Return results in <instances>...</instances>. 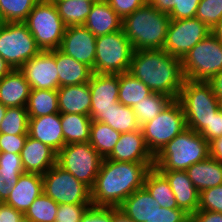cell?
Segmentation results:
<instances>
[{
  "mask_svg": "<svg viewBox=\"0 0 222 222\" xmlns=\"http://www.w3.org/2000/svg\"><path fill=\"white\" fill-rule=\"evenodd\" d=\"M211 29L198 18L171 19L163 50L182 59Z\"/></svg>",
  "mask_w": 222,
  "mask_h": 222,
  "instance_id": "cell-13",
  "label": "cell"
},
{
  "mask_svg": "<svg viewBox=\"0 0 222 222\" xmlns=\"http://www.w3.org/2000/svg\"><path fill=\"white\" fill-rule=\"evenodd\" d=\"M200 0H176V5L168 13L170 19L195 18Z\"/></svg>",
  "mask_w": 222,
  "mask_h": 222,
  "instance_id": "cell-44",
  "label": "cell"
},
{
  "mask_svg": "<svg viewBox=\"0 0 222 222\" xmlns=\"http://www.w3.org/2000/svg\"><path fill=\"white\" fill-rule=\"evenodd\" d=\"M173 99L166 94L152 92L146 99L138 102L133 108L139 125L154 119L160 114Z\"/></svg>",
  "mask_w": 222,
  "mask_h": 222,
  "instance_id": "cell-35",
  "label": "cell"
},
{
  "mask_svg": "<svg viewBox=\"0 0 222 222\" xmlns=\"http://www.w3.org/2000/svg\"><path fill=\"white\" fill-rule=\"evenodd\" d=\"M43 192L58 204H92L91 189L57 163L42 175Z\"/></svg>",
  "mask_w": 222,
  "mask_h": 222,
  "instance_id": "cell-12",
  "label": "cell"
},
{
  "mask_svg": "<svg viewBox=\"0 0 222 222\" xmlns=\"http://www.w3.org/2000/svg\"><path fill=\"white\" fill-rule=\"evenodd\" d=\"M28 135L0 134L1 152L20 154Z\"/></svg>",
  "mask_w": 222,
  "mask_h": 222,
  "instance_id": "cell-46",
  "label": "cell"
},
{
  "mask_svg": "<svg viewBox=\"0 0 222 222\" xmlns=\"http://www.w3.org/2000/svg\"><path fill=\"white\" fill-rule=\"evenodd\" d=\"M39 0H0V15L5 23L25 22Z\"/></svg>",
  "mask_w": 222,
  "mask_h": 222,
  "instance_id": "cell-39",
  "label": "cell"
},
{
  "mask_svg": "<svg viewBox=\"0 0 222 222\" xmlns=\"http://www.w3.org/2000/svg\"><path fill=\"white\" fill-rule=\"evenodd\" d=\"M133 53V46L122 29L96 37L94 73L128 72Z\"/></svg>",
  "mask_w": 222,
  "mask_h": 222,
  "instance_id": "cell-8",
  "label": "cell"
},
{
  "mask_svg": "<svg viewBox=\"0 0 222 222\" xmlns=\"http://www.w3.org/2000/svg\"><path fill=\"white\" fill-rule=\"evenodd\" d=\"M103 123L109 125L120 133L140 130V125L133 112V108L125 106L120 102H117V107H113L104 115Z\"/></svg>",
  "mask_w": 222,
  "mask_h": 222,
  "instance_id": "cell-36",
  "label": "cell"
},
{
  "mask_svg": "<svg viewBox=\"0 0 222 222\" xmlns=\"http://www.w3.org/2000/svg\"><path fill=\"white\" fill-rule=\"evenodd\" d=\"M88 84L92 98L90 118L92 122H104V115L119 102V75L93 73Z\"/></svg>",
  "mask_w": 222,
  "mask_h": 222,
  "instance_id": "cell-14",
  "label": "cell"
},
{
  "mask_svg": "<svg viewBox=\"0 0 222 222\" xmlns=\"http://www.w3.org/2000/svg\"><path fill=\"white\" fill-rule=\"evenodd\" d=\"M23 215L15 208L0 202V222H17Z\"/></svg>",
  "mask_w": 222,
  "mask_h": 222,
  "instance_id": "cell-50",
  "label": "cell"
},
{
  "mask_svg": "<svg viewBox=\"0 0 222 222\" xmlns=\"http://www.w3.org/2000/svg\"><path fill=\"white\" fill-rule=\"evenodd\" d=\"M120 135V132L103 122H92L89 143L105 159L111 154Z\"/></svg>",
  "mask_w": 222,
  "mask_h": 222,
  "instance_id": "cell-34",
  "label": "cell"
},
{
  "mask_svg": "<svg viewBox=\"0 0 222 222\" xmlns=\"http://www.w3.org/2000/svg\"><path fill=\"white\" fill-rule=\"evenodd\" d=\"M5 22L3 21L1 15H0V27L4 24Z\"/></svg>",
  "mask_w": 222,
  "mask_h": 222,
  "instance_id": "cell-61",
  "label": "cell"
},
{
  "mask_svg": "<svg viewBox=\"0 0 222 222\" xmlns=\"http://www.w3.org/2000/svg\"><path fill=\"white\" fill-rule=\"evenodd\" d=\"M92 204H59L56 222H80Z\"/></svg>",
  "mask_w": 222,
  "mask_h": 222,
  "instance_id": "cell-43",
  "label": "cell"
},
{
  "mask_svg": "<svg viewBox=\"0 0 222 222\" xmlns=\"http://www.w3.org/2000/svg\"><path fill=\"white\" fill-rule=\"evenodd\" d=\"M211 33L222 42V18L218 24L211 30Z\"/></svg>",
  "mask_w": 222,
  "mask_h": 222,
  "instance_id": "cell-56",
  "label": "cell"
},
{
  "mask_svg": "<svg viewBox=\"0 0 222 222\" xmlns=\"http://www.w3.org/2000/svg\"><path fill=\"white\" fill-rule=\"evenodd\" d=\"M168 180L175 195L178 208L187 214L195 213L199 208L200 193L189 179L186 171H160Z\"/></svg>",
  "mask_w": 222,
  "mask_h": 222,
  "instance_id": "cell-21",
  "label": "cell"
},
{
  "mask_svg": "<svg viewBox=\"0 0 222 222\" xmlns=\"http://www.w3.org/2000/svg\"><path fill=\"white\" fill-rule=\"evenodd\" d=\"M147 3L158 11L168 14L176 5V0H147Z\"/></svg>",
  "mask_w": 222,
  "mask_h": 222,
  "instance_id": "cell-52",
  "label": "cell"
},
{
  "mask_svg": "<svg viewBox=\"0 0 222 222\" xmlns=\"http://www.w3.org/2000/svg\"><path fill=\"white\" fill-rule=\"evenodd\" d=\"M112 222H133L120 208H112Z\"/></svg>",
  "mask_w": 222,
  "mask_h": 222,
  "instance_id": "cell-54",
  "label": "cell"
},
{
  "mask_svg": "<svg viewBox=\"0 0 222 222\" xmlns=\"http://www.w3.org/2000/svg\"><path fill=\"white\" fill-rule=\"evenodd\" d=\"M213 89V92L219 98L222 96V71L214 75L209 81H207Z\"/></svg>",
  "mask_w": 222,
  "mask_h": 222,
  "instance_id": "cell-53",
  "label": "cell"
},
{
  "mask_svg": "<svg viewBox=\"0 0 222 222\" xmlns=\"http://www.w3.org/2000/svg\"><path fill=\"white\" fill-rule=\"evenodd\" d=\"M64 25H84L93 3L86 0H52Z\"/></svg>",
  "mask_w": 222,
  "mask_h": 222,
  "instance_id": "cell-32",
  "label": "cell"
},
{
  "mask_svg": "<svg viewBox=\"0 0 222 222\" xmlns=\"http://www.w3.org/2000/svg\"><path fill=\"white\" fill-rule=\"evenodd\" d=\"M195 17L212 30L222 18V0H200Z\"/></svg>",
  "mask_w": 222,
  "mask_h": 222,
  "instance_id": "cell-40",
  "label": "cell"
},
{
  "mask_svg": "<svg viewBox=\"0 0 222 222\" xmlns=\"http://www.w3.org/2000/svg\"><path fill=\"white\" fill-rule=\"evenodd\" d=\"M208 142L222 137V110L219 109L209 125L200 133Z\"/></svg>",
  "mask_w": 222,
  "mask_h": 222,
  "instance_id": "cell-48",
  "label": "cell"
},
{
  "mask_svg": "<svg viewBox=\"0 0 222 222\" xmlns=\"http://www.w3.org/2000/svg\"><path fill=\"white\" fill-rule=\"evenodd\" d=\"M153 91L130 72L119 74L118 101L129 107H134L141 100L146 99Z\"/></svg>",
  "mask_w": 222,
  "mask_h": 222,
  "instance_id": "cell-31",
  "label": "cell"
},
{
  "mask_svg": "<svg viewBox=\"0 0 222 222\" xmlns=\"http://www.w3.org/2000/svg\"><path fill=\"white\" fill-rule=\"evenodd\" d=\"M59 204L42 192L26 210L24 215L32 222H56Z\"/></svg>",
  "mask_w": 222,
  "mask_h": 222,
  "instance_id": "cell-38",
  "label": "cell"
},
{
  "mask_svg": "<svg viewBox=\"0 0 222 222\" xmlns=\"http://www.w3.org/2000/svg\"><path fill=\"white\" fill-rule=\"evenodd\" d=\"M24 172L20 154L0 153V202L7 200L10 190Z\"/></svg>",
  "mask_w": 222,
  "mask_h": 222,
  "instance_id": "cell-28",
  "label": "cell"
},
{
  "mask_svg": "<svg viewBox=\"0 0 222 222\" xmlns=\"http://www.w3.org/2000/svg\"><path fill=\"white\" fill-rule=\"evenodd\" d=\"M86 1H91L92 3H97V2H102L104 0H86Z\"/></svg>",
  "mask_w": 222,
  "mask_h": 222,
  "instance_id": "cell-60",
  "label": "cell"
},
{
  "mask_svg": "<svg viewBox=\"0 0 222 222\" xmlns=\"http://www.w3.org/2000/svg\"><path fill=\"white\" fill-rule=\"evenodd\" d=\"M209 156V142L200 133L186 128L154 157V167L159 171H185Z\"/></svg>",
  "mask_w": 222,
  "mask_h": 222,
  "instance_id": "cell-4",
  "label": "cell"
},
{
  "mask_svg": "<svg viewBox=\"0 0 222 222\" xmlns=\"http://www.w3.org/2000/svg\"><path fill=\"white\" fill-rule=\"evenodd\" d=\"M84 26L95 36L111 34L122 29V19L106 0L93 3Z\"/></svg>",
  "mask_w": 222,
  "mask_h": 222,
  "instance_id": "cell-24",
  "label": "cell"
},
{
  "mask_svg": "<svg viewBox=\"0 0 222 222\" xmlns=\"http://www.w3.org/2000/svg\"><path fill=\"white\" fill-rule=\"evenodd\" d=\"M106 1L122 20L147 3V0H106Z\"/></svg>",
  "mask_w": 222,
  "mask_h": 222,
  "instance_id": "cell-45",
  "label": "cell"
},
{
  "mask_svg": "<svg viewBox=\"0 0 222 222\" xmlns=\"http://www.w3.org/2000/svg\"><path fill=\"white\" fill-rule=\"evenodd\" d=\"M209 155L211 158L222 163V137L209 142Z\"/></svg>",
  "mask_w": 222,
  "mask_h": 222,
  "instance_id": "cell-51",
  "label": "cell"
},
{
  "mask_svg": "<svg viewBox=\"0 0 222 222\" xmlns=\"http://www.w3.org/2000/svg\"><path fill=\"white\" fill-rule=\"evenodd\" d=\"M30 85L19 69L0 79V103L6 107H26Z\"/></svg>",
  "mask_w": 222,
  "mask_h": 222,
  "instance_id": "cell-23",
  "label": "cell"
},
{
  "mask_svg": "<svg viewBox=\"0 0 222 222\" xmlns=\"http://www.w3.org/2000/svg\"><path fill=\"white\" fill-rule=\"evenodd\" d=\"M57 91L60 114L69 113L90 116L92 98L88 82L59 87Z\"/></svg>",
  "mask_w": 222,
  "mask_h": 222,
  "instance_id": "cell-22",
  "label": "cell"
},
{
  "mask_svg": "<svg viewBox=\"0 0 222 222\" xmlns=\"http://www.w3.org/2000/svg\"><path fill=\"white\" fill-rule=\"evenodd\" d=\"M102 160L89 142L67 144L57 153V164L90 189L94 186Z\"/></svg>",
  "mask_w": 222,
  "mask_h": 222,
  "instance_id": "cell-10",
  "label": "cell"
},
{
  "mask_svg": "<svg viewBox=\"0 0 222 222\" xmlns=\"http://www.w3.org/2000/svg\"><path fill=\"white\" fill-rule=\"evenodd\" d=\"M55 62L59 87L87 83L93 75L92 68L64 54L59 49H55Z\"/></svg>",
  "mask_w": 222,
  "mask_h": 222,
  "instance_id": "cell-25",
  "label": "cell"
},
{
  "mask_svg": "<svg viewBox=\"0 0 222 222\" xmlns=\"http://www.w3.org/2000/svg\"><path fill=\"white\" fill-rule=\"evenodd\" d=\"M162 208H178L175 195L166 177L155 167L146 174L143 186Z\"/></svg>",
  "mask_w": 222,
  "mask_h": 222,
  "instance_id": "cell-30",
  "label": "cell"
},
{
  "mask_svg": "<svg viewBox=\"0 0 222 222\" xmlns=\"http://www.w3.org/2000/svg\"><path fill=\"white\" fill-rule=\"evenodd\" d=\"M59 50L86 64L94 73L96 37L84 25L66 27Z\"/></svg>",
  "mask_w": 222,
  "mask_h": 222,
  "instance_id": "cell-16",
  "label": "cell"
},
{
  "mask_svg": "<svg viewBox=\"0 0 222 222\" xmlns=\"http://www.w3.org/2000/svg\"><path fill=\"white\" fill-rule=\"evenodd\" d=\"M19 70L31 89L57 90L59 88L55 50L40 51L32 59L26 61Z\"/></svg>",
  "mask_w": 222,
  "mask_h": 222,
  "instance_id": "cell-15",
  "label": "cell"
},
{
  "mask_svg": "<svg viewBox=\"0 0 222 222\" xmlns=\"http://www.w3.org/2000/svg\"><path fill=\"white\" fill-rule=\"evenodd\" d=\"M153 92L177 100L184 83L181 59L163 49L134 50L129 71Z\"/></svg>",
  "mask_w": 222,
  "mask_h": 222,
  "instance_id": "cell-2",
  "label": "cell"
},
{
  "mask_svg": "<svg viewBox=\"0 0 222 222\" xmlns=\"http://www.w3.org/2000/svg\"><path fill=\"white\" fill-rule=\"evenodd\" d=\"M170 20L146 3L122 20V30L134 50L163 49Z\"/></svg>",
  "mask_w": 222,
  "mask_h": 222,
  "instance_id": "cell-3",
  "label": "cell"
},
{
  "mask_svg": "<svg viewBox=\"0 0 222 222\" xmlns=\"http://www.w3.org/2000/svg\"><path fill=\"white\" fill-rule=\"evenodd\" d=\"M26 109L29 118L59 113L58 91L31 89Z\"/></svg>",
  "mask_w": 222,
  "mask_h": 222,
  "instance_id": "cell-33",
  "label": "cell"
},
{
  "mask_svg": "<svg viewBox=\"0 0 222 222\" xmlns=\"http://www.w3.org/2000/svg\"><path fill=\"white\" fill-rule=\"evenodd\" d=\"M185 115L186 126L201 133L220 109L219 98L205 81L184 80L177 99Z\"/></svg>",
  "mask_w": 222,
  "mask_h": 222,
  "instance_id": "cell-5",
  "label": "cell"
},
{
  "mask_svg": "<svg viewBox=\"0 0 222 222\" xmlns=\"http://www.w3.org/2000/svg\"><path fill=\"white\" fill-rule=\"evenodd\" d=\"M198 192L222 185V163L210 156L185 170Z\"/></svg>",
  "mask_w": 222,
  "mask_h": 222,
  "instance_id": "cell-26",
  "label": "cell"
},
{
  "mask_svg": "<svg viewBox=\"0 0 222 222\" xmlns=\"http://www.w3.org/2000/svg\"><path fill=\"white\" fill-rule=\"evenodd\" d=\"M29 115L26 107H7L0 123V134L28 135Z\"/></svg>",
  "mask_w": 222,
  "mask_h": 222,
  "instance_id": "cell-37",
  "label": "cell"
},
{
  "mask_svg": "<svg viewBox=\"0 0 222 222\" xmlns=\"http://www.w3.org/2000/svg\"><path fill=\"white\" fill-rule=\"evenodd\" d=\"M149 222H190V215L181 208L154 207Z\"/></svg>",
  "mask_w": 222,
  "mask_h": 222,
  "instance_id": "cell-41",
  "label": "cell"
},
{
  "mask_svg": "<svg viewBox=\"0 0 222 222\" xmlns=\"http://www.w3.org/2000/svg\"><path fill=\"white\" fill-rule=\"evenodd\" d=\"M153 167L154 163L103 159L91 188L92 207H119L134 191L143 188L146 174Z\"/></svg>",
  "mask_w": 222,
  "mask_h": 222,
  "instance_id": "cell-1",
  "label": "cell"
},
{
  "mask_svg": "<svg viewBox=\"0 0 222 222\" xmlns=\"http://www.w3.org/2000/svg\"><path fill=\"white\" fill-rule=\"evenodd\" d=\"M40 51L24 22L4 23L0 27V56L12 69H19Z\"/></svg>",
  "mask_w": 222,
  "mask_h": 222,
  "instance_id": "cell-11",
  "label": "cell"
},
{
  "mask_svg": "<svg viewBox=\"0 0 222 222\" xmlns=\"http://www.w3.org/2000/svg\"><path fill=\"white\" fill-rule=\"evenodd\" d=\"M219 107H220V109L222 110V96L219 97Z\"/></svg>",
  "mask_w": 222,
  "mask_h": 222,
  "instance_id": "cell-59",
  "label": "cell"
},
{
  "mask_svg": "<svg viewBox=\"0 0 222 222\" xmlns=\"http://www.w3.org/2000/svg\"><path fill=\"white\" fill-rule=\"evenodd\" d=\"M12 70L11 66L0 56V79L9 74Z\"/></svg>",
  "mask_w": 222,
  "mask_h": 222,
  "instance_id": "cell-55",
  "label": "cell"
},
{
  "mask_svg": "<svg viewBox=\"0 0 222 222\" xmlns=\"http://www.w3.org/2000/svg\"><path fill=\"white\" fill-rule=\"evenodd\" d=\"M181 64L186 80L209 81L222 71V42L210 33L181 59Z\"/></svg>",
  "mask_w": 222,
  "mask_h": 222,
  "instance_id": "cell-7",
  "label": "cell"
},
{
  "mask_svg": "<svg viewBox=\"0 0 222 222\" xmlns=\"http://www.w3.org/2000/svg\"><path fill=\"white\" fill-rule=\"evenodd\" d=\"M154 207L160 205L143 187L134 191L118 208L133 222H149V215Z\"/></svg>",
  "mask_w": 222,
  "mask_h": 222,
  "instance_id": "cell-27",
  "label": "cell"
},
{
  "mask_svg": "<svg viewBox=\"0 0 222 222\" xmlns=\"http://www.w3.org/2000/svg\"><path fill=\"white\" fill-rule=\"evenodd\" d=\"M80 222H112V208L90 207Z\"/></svg>",
  "mask_w": 222,
  "mask_h": 222,
  "instance_id": "cell-47",
  "label": "cell"
},
{
  "mask_svg": "<svg viewBox=\"0 0 222 222\" xmlns=\"http://www.w3.org/2000/svg\"><path fill=\"white\" fill-rule=\"evenodd\" d=\"M17 222H32L29 218L23 215Z\"/></svg>",
  "mask_w": 222,
  "mask_h": 222,
  "instance_id": "cell-58",
  "label": "cell"
},
{
  "mask_svg": "<svg viewBox=\"0 0 222 222\" xmlns=\"http://www.w3.org/2000/svg\"><path fill=\"white\" fill-rule=\"evenodd\" d=\"M198 210L222 213V185L200 192Z\"/></svg>",
  "mask_w": 222,
  "mask_h": 222,
  "instance_id": "cell-42",
  "label": "cell"
},
{
  "mask_svg": "<svg viewBox=\"0 0 222 222\" xmlns=\"http://www.w3.org/2000/svg\"><path fill=\"white\" fill-rule=\"evenodd\" d=\"M20 157L25 172L41 175L57 163V153L49 146L30 136H27Z\"/></svg>",
  "mask_w": 222,
  "mask_h": 222,
  "instance_id": "cell-19",
  "label": "cell"
},
{
  "mask_svg": "<svg viewBox=\"0 0 222 222\" xmlns=\"http://www.w3.org/2000/svg\"><path fill=\"white\" fill-rule=\"evenodd\" d=\"M42 192V175L24 172L18 178L17 184L10 190V195L4 203L24 214Z\"/></svg>",
  "mask_w": 222,
  "mask_h": 222,
  "instance_id": "cell-20",
  "label": "cell"
},
{
  "mask_svg": "<svg viewBox=\"0 0 222 222\" xmlns=\"http://www.w3.org/2000/svg\"><path fill=\"white\" fill-rule=\"evenodd\" d=\"M24 23L41 51L59 49L66 26L52 0H39Z\"/></svg>",
  "mask_w": 222,
  "mask_h": 222,
  "instance_id": "cell-6",
  "label": "cell"
},
{
  "mask_svg": "<svg viewBox=\"0 0 222 222\" xmlns=\"http://www.w3.org/2000/svg\"><path fill=\"white\" fill-rule=\"evenodd\" d=\"M6 110H7V107L0 103V123L2 122L5 116Z\"/></svg>",
  "mask_w": 222,
  "mask_h": 222,
  "instance_id": "cell-57",
  "label": "cell"
},
{
  "mask_svg": "<svg viewBox=\"0 0 222 222\" xmlns=\"http://www.w3.org/2000/svg\"><path fill=\"white\" fill-rule=\"evenodd\" d=\"M190 222H222V213L197 210L190 215Z\"/></svg>",
  "mask_w": 222,
  "mask_h": 222,
  "instance_id": "cell-49",
  "label": "cell"
},
{
  "mask_svg": "<svg viewBox=\"0 0 222 222\" xmlns=\"http://www.w3.org/2000/svg\"><path fill=\"white\" fill-rule=\"evenodd\" d=\"M65 145L89 142L92 120L83 114H60Z\"/></svg>",
  "mask_w": 222,
  "mask_h": 222,
  "instance_id": "cell-29",
  "label": "cell"
},
{
  "mask_svg": "<svg viewBox=\"0 0 222 222\" xmlns=\"http://www.w3.org/2000/svg\"><path fill=\"white\" fill-rule=\"evenodd\" d=\"M186 128L185 115L178 100H172L156 118L140 126L146 145L154 157Z\"/></svg>",
  "mask_w": 222,
  "mask_h": 222,
  "instance_id": "cell-9",
  "label": "cell"
},
{
  "mask_svg": "<svg viewBox=\"0 0 222 222\" xmlns=\"http://www.w3.org/2000/svg\"><path fill=\"white\" fill-rule=\"evenodd\" d=\"M106 159L122 162L154 163V156L146 145L141 129L121 133L117 144Z\"/></svg>",
  "mask_w": 222,
  "mask_h": 222,
  "instance_id": "cell-17",
  "label": "cell"
},
{
  "mask_svg": "<svg viewBox=\"0 0 222 222\" xmlns=\"http://www.w3.org/2000/svg\"><path fill=\"white\" fill-rule=\"evenodd\" d=\"M28 136L58 153L65 146L60 113L29 118Z\"/></svg>",
  "mask_w": 222,
  "mask_h": 222,
  "instance_id": "cell-18",
  "label": "cell"
}]
</instances>
